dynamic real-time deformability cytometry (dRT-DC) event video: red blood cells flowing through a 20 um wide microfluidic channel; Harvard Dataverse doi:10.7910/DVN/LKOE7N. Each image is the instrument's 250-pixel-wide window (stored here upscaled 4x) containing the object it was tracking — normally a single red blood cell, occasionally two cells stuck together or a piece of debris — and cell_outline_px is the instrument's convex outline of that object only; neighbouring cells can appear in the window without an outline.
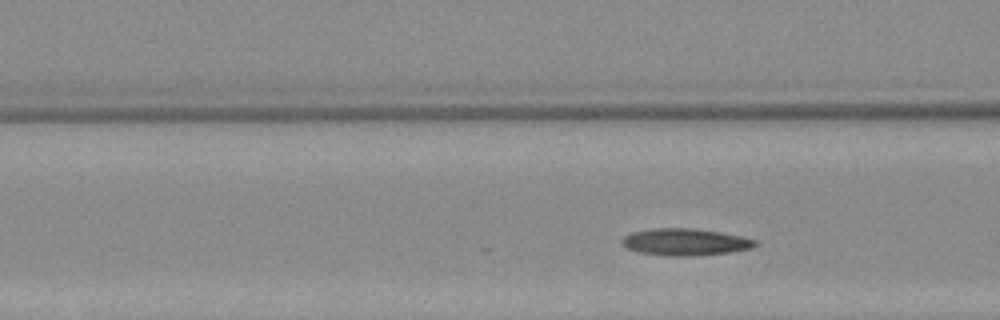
{"species": "Egyptian fruit bat (a non-hibernating species)", "species_latin": "Rousettus aegyptiacus", "temperature_condition": "warm", "stored_images_in_passage": 4, "camera_frame_rate_fps": 3000, "um_per_image_px": 0.085, "animal": {"sex": "female"}, "frame": {"image": 1, "passage_image": 4, "time_ms": 1.0, "image_size_px": [1000, 320], "cell_outline_px": [[760, 244], [752, 248], [732, 252], [696, 256], [664, 256], [636, 252], [624, 248], [620, 244], [620, 240], [624, 236], [632, 232], [648, 228], [696, 228], [720, 232], [760, 240]], "centroid_in_image_um": [58.23, 20.58], "position_along_channel_um": 108.4, "area_um2": 21.62}}